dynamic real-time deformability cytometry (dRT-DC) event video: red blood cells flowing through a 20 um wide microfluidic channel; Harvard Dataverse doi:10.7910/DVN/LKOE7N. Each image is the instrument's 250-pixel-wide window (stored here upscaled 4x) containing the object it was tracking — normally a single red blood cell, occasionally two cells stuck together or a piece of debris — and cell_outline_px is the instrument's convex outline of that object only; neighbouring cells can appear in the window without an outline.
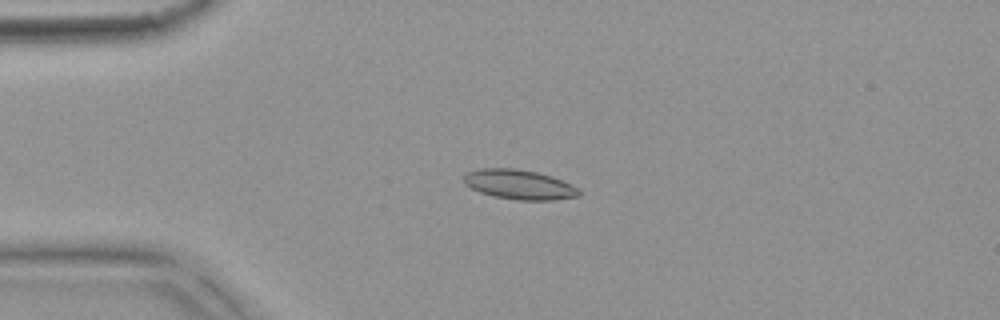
{"species": "common noctule bat (a hibernating species)", "species_latin": "Nyctalus noctula", "temperature_condition": "warm", "stored_images_in_passage": 5, "camera_frame_rate_fps": 3000, "um_per_image_px": 0.085, "animal": {"sex": "female", "body_mass_g": 18.4}, "frame": {"image": 1, "passage_image": 4, "time_ms": 1.0, "image_size_px": [1000, 320], "cell_outline_px": [[580, 196], [552, 200], [516, 200], [492, 196], [480, 192], [464, 184], [464, 176], [468, 172], [480, 168], [516, 168], [536, 172], [552, 176], [572, 184], [580, 188]], "centroid_in_image_um": [44.16, 15.69], "position_along_channel_um": 40.8, "area_um2": 20.06}}